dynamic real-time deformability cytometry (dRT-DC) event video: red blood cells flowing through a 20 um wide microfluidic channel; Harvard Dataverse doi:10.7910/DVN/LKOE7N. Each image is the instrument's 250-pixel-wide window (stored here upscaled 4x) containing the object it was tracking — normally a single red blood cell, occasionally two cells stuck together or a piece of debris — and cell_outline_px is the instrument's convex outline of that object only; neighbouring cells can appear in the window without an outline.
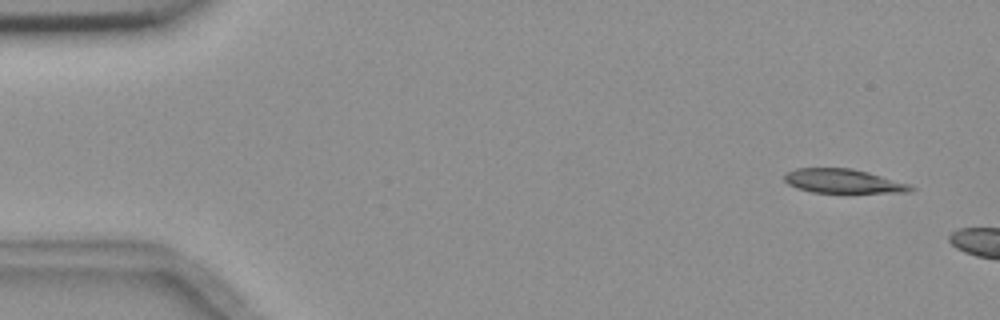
{"species": "common noctule bat (a hibernating species)", "species_latin": "Nyctalus noctula", "temperature_condition": "room temperature", "stored_images_in_passage": 3, "camera_frame_rate_fps": 3000, "um_per_image_px": 0.085, "animal": {"sex": "female", "body_mass_g": 18.4}, "frame": {"image": 1, "passage_image": 1, "time_ms": 0.0, "image_size_px": [1000, 320], "cell_outline_px": [[916, 188], [908, 192], [812, 192], [796, 188], [788, 184], [784, 180], [784, 176], [788, 172], [796, 168], [852, 168], [868, 172], [912, 184]], "centroid_in_image_um": [71.69, 15.39], "position_along_channel_um": 13.3, "area_um2": 17.69}}